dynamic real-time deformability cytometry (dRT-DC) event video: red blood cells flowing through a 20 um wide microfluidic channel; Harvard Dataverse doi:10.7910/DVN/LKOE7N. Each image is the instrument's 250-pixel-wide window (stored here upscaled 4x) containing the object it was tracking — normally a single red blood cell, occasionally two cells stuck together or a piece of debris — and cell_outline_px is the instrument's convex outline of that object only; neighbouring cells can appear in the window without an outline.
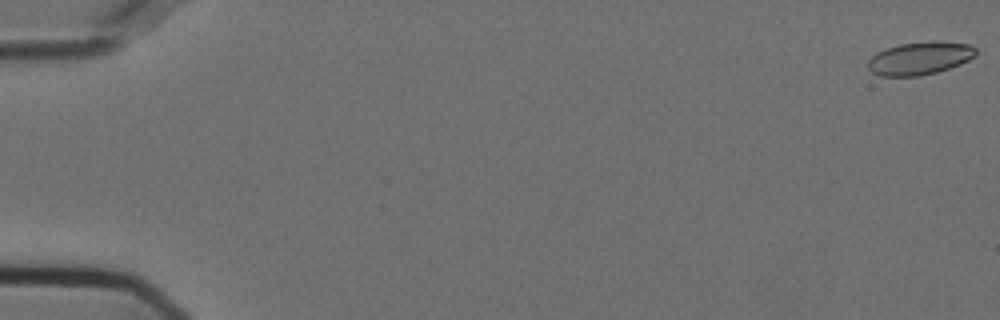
{"species": "Egyptian fruit bat (a non-hibernating species)", "species_latin": "Rousettus aegyptiacus", "temperature_condition": "cold", "stored_images_in_passage": 57, "camera_frame_rate_fps": 3000, "um_per_image_px": 0.085, "animal": {"sex": "female"}, "frame": {"image": 1, "passage_image": 1, "time_ms": 0.0, "image_size_px": [1000, 320], "cell_outline_px": [[976, 56], [960, 64], [936, 72], [920, 76], [880, 76], [872, 72], [868, 68], [868, 60], [876, 52], [900, 44], [932, 40], [972, 44], [976, 48]], "centroid_in_image_um": [78.2, 4.94], "position_along_channel_um": 6.8, "area_um2": 20.81}}
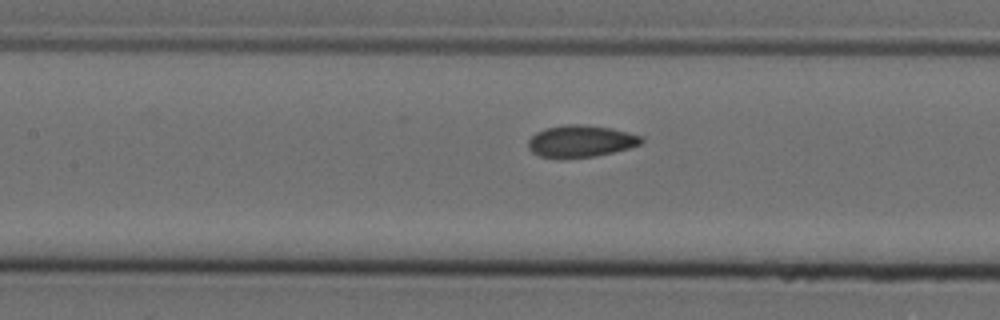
{"frame": {"image": 2, "passage_image": 27, "time_ms": 8.667, "image_size_px": [1000, 320], "cell_outline_px": [[644, 140], [640, 144], [628, 148], [596, 156], [540, 156], [532, 152], [528, 148], [528, 140], [536, 132], [544, 128], [564, 124], [580, 124], [612, 128], [644, 136]], "centroid_in_image_um": [49.38, 11.96], "position_along_channel_um": 158.0, "area_um2": 20.69}}
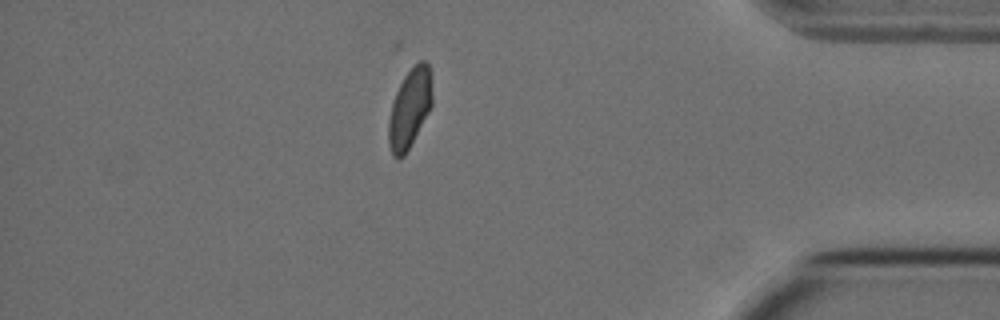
{"frame": {"image": 3, "passage_image": 50, "time_ms": 16.333, "image_size_px": [1000, 320], "cell_outline_px": [[432, 104], [428, 112], [404, 156], [400, 160], [396, 160], [392, 156], [388, 144], [388, 120], [392, 104], [396, 92], [404, 76], [420, 60], [424, 60], [428, 64], [432, 96]], "centroid_in_image_um": [34.79, 9.27], "position_along_channel_um": 400.4, "area_um2": 19.83}, "authors_computed_cell_mechanics": {"area_um2": 20.808, "velocity_mm_per_s": 3.6038, "shape_relaxation_time_tau1_ms": 7.0726, "shape_relaxation_time_tau2_ms": 1.0746, "deformation_change_tau1": 0.1359, "deformation_change_tau2": 0.0392}}